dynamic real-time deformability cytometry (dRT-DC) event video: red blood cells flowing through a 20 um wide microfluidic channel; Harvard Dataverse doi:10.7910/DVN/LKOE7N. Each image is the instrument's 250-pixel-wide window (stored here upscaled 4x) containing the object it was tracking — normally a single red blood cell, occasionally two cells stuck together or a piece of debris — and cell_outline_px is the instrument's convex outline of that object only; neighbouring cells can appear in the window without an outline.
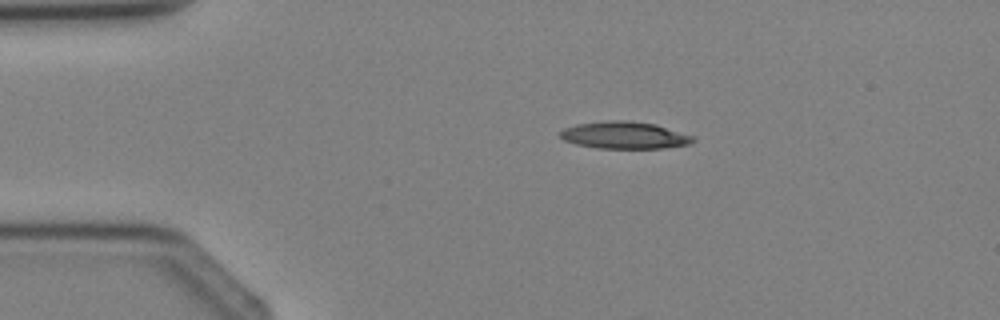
{"species": "Egyptian fruit bat (a non-hibernating species)", "species_latin": "Rousettus aegyptiacus", "temperature_condition": "cold", "stored_images_in_passage": 1, "camera_frame_rate_fps": 3000, "um_per_image_px": 0.085, "animal": {"sex": "female"}, "frame": {"image": 1, "passage_image": 1, "time_ms": 0.0, "image_size_px": [1000, 320], "cell_outline_px": [[696, 140], [692, 144], [664, 148], [596, 148], [576, 144], [564, 140], [560, 136], [560, 132], [564, 128], [576, 124], [608, 120], [628, 120], [656, 124], [696, 136]], "centroid_in_image_um": [53.14, 11.49], "position_along_channel_um": 31.9, "area_um2": 21.27}}